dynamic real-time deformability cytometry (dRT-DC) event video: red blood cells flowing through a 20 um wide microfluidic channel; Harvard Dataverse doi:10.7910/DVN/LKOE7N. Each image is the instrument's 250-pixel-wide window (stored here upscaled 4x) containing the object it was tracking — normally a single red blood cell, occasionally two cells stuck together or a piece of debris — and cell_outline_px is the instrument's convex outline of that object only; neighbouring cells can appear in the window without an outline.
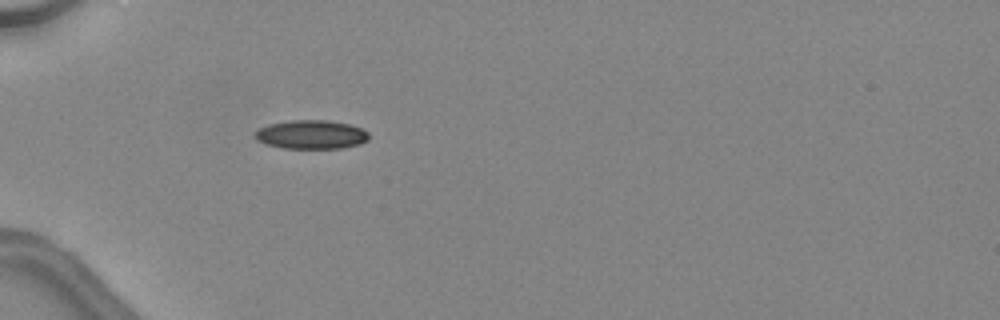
{"species": "common noctule bat (a hibernating species)", "species_latin": "Nyctalus noctula", "temperature_condition": "warm", "stored_images_in_passage": 21, "camera_frame_rate_fps": 3000, "um_per_image_px": 0.085, "animal": {"sex": "female", "body_mass_g": 24.6, "forearm_length_mm": 56.2}, "frame": {"image": 1, "passage_image": 1, "time_ms": 0.0, "image_size_px": [1000, 320], "cell_outline_px": [[368, 140], [360, 144], [344, 148], [284, 148], [268, 144], [256, 140], [252, 136], [260, 128], [268, 124], [292, 120], [328, 120], [348, 124], [360, 128], [368, 132]], "centroid_in_image_um": [26.45, 11.44], "position_along_channel_um": 58.5, "area_um2": 19.07}}
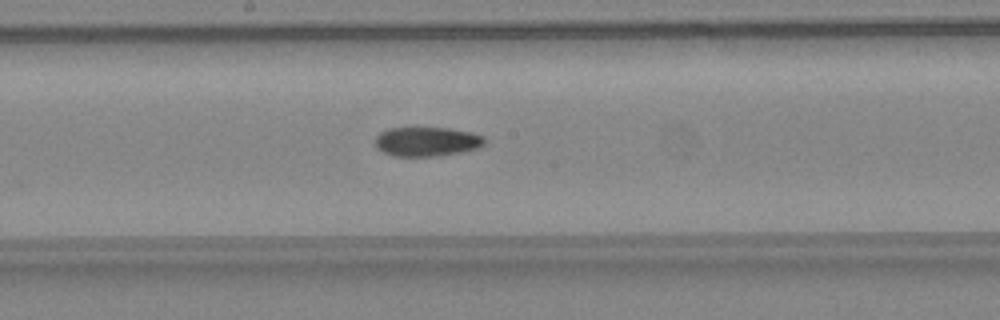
{"frame": {"image": 2, "passage_image": 12, "time_ms": 3.667, "image_size_px": [1000, 320], "cell_outline_px": [[484, 144], [476, 148], [460, 152], [436, 156], [392, 156], [376, 148], [376, 136], [380, 132], [388, 128], [448, 128], [472, 132], [484, 136]], "centroid_in_image_um": [36.26, 12.03], "position_along_channel_um": 211.9, "area_um2": 18.61}}